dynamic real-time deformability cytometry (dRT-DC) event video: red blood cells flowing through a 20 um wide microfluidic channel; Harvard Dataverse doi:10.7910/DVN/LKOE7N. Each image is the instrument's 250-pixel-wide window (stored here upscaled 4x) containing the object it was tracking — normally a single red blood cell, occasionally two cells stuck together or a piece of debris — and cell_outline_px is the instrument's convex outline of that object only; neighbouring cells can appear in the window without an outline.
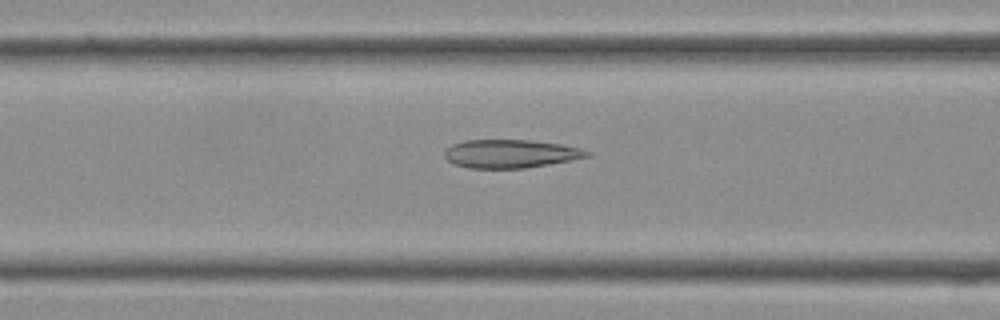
{"species": "Egyptian fruit bat (a non-hibernating species)", "species_latin": "Rousettus aegyptiacus", "temperature_condition": "cold", "stored_images_in_passage": 37, "camera_frame_rate_fps": 3000, "um_per_image_px": 0.085, "frame": {"image": 1, "passage_image": 14, "time_ms": 4.333, "image_size_px": [1000, 320], "cell_outline_px": [[592, 156], [572, 160], [524, 168], [468, 168], [456, 164], [448, 160], [444, 156], [444, 148], [452, 144], [464, 140], [528, 140], [560, 144], [580, 148], [592, 152]], "centroid_in_image_um": [43.39, 13.06], "position_along_channel_um": 123.2, "area_um2": 23.58}}
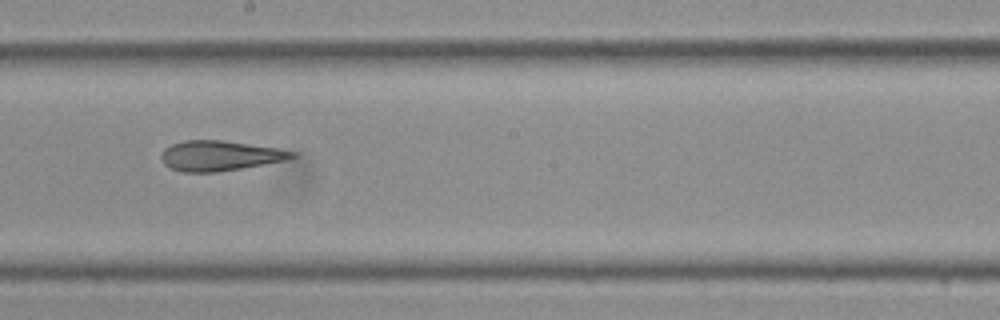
{"frame": {"image": 2, "passage_image": 20, "time_ms": 6.333, "image_size_px": [1000, 320], "cell_outline_px": [[296, 156], [288, 160], [216, 172], [180, 172], [164, 164], [160, 156], [164, 148], [172, 144], [184, 140], [220, 140], [276, 148], [296, 152]], "centroid_in_image_um": [18.66, 13.24], "position_along_channel_um": 229.5, "area_um2": 22.77}}
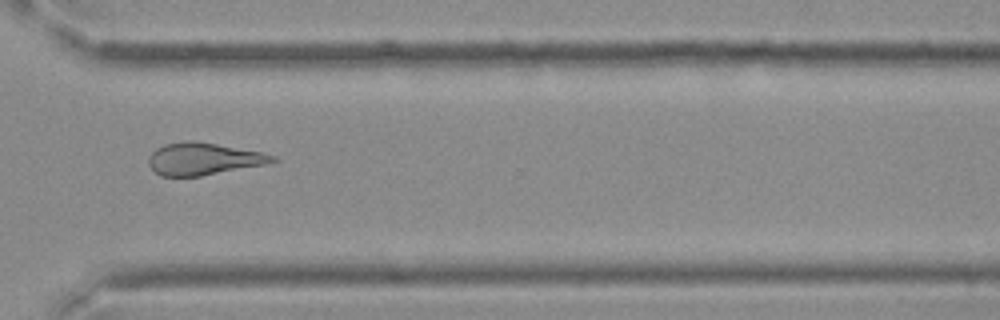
{"frame": {"image": 3, "passage_image": 27, "time_ms": 8.667, "image_size_px": [1000, 320], "cell_outline_px": [[280, 160], [268, 164], [200, 176], [160, 176], [148, 164], [148, 156], [156, 148], [164, 144], [188, 140], [196, 140], [264, 152], [276, 156]], "centroid_in_image_um": [17.33, 13.49], "position_along_channel_um": 353.3, "area_um2": 23.58}}